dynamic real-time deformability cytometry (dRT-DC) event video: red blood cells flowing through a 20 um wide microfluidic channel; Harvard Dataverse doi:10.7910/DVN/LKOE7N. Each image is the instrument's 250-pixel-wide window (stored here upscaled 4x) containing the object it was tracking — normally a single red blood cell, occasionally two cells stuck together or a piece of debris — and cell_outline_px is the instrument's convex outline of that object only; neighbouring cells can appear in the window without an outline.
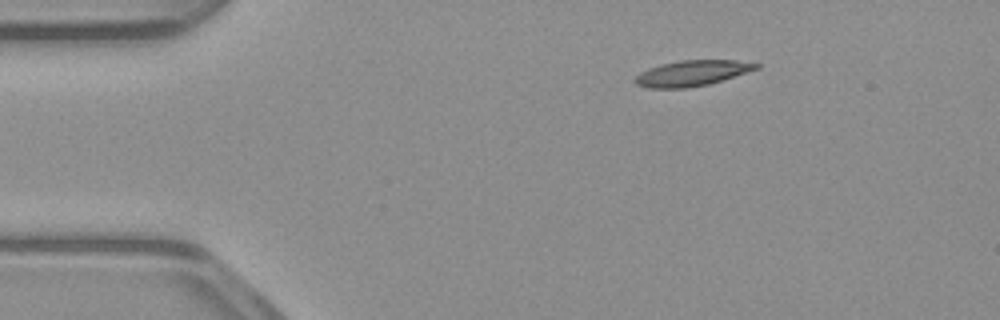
{"species": "common noctule bat (a hibernating species)", "species_latin": "Nyctalus noctula", "temperature_condition": "warm", "stored_images_in_passage": 45, "camera_frame_rate_fps": 3000, "um_per_image_px": 0.085, "animal": {"sex": "male", "body_mass_g": 23.1, "forearm_length_mm": 52.7}, "frame": {"image": 1, "passage_image": 1, "time_ms": 0.0, "image_size_px": [1000, 320], "cell_outline_px": [[760, 68], [708, 84], [688, 88], [648, 88], [636, 84], [632, 80], [640, 72], [648, 68], [660, 64], [680, 60], [736, 60], [760, 64]], "centroid_in_image_um": [58.78, 6.22], "position_along_channel_um": 26.2, "area_um2": 18.09}}
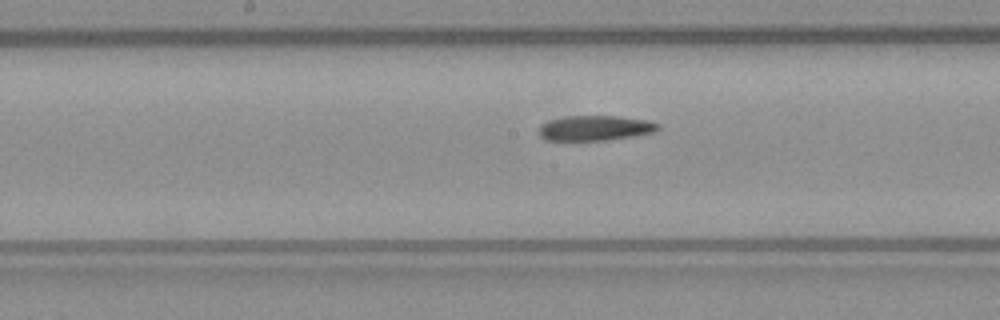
{"frame": {"image": 2, "passage_image": 19, "time_ms": 6.0, "image_size_px": [1000, 320], "cell_outline_px": [[660, 128], [656, 132], [632, 136], [604, 140], [544, 140], [540, 136], [540, 124], [548, 120], [564, 116], [616, 116], [648, 120], [660, 124]], "centroid_in_image_um": [50.59, 10.87], "position_along_channel_um": 197.6, "area_um2": 17.46}}
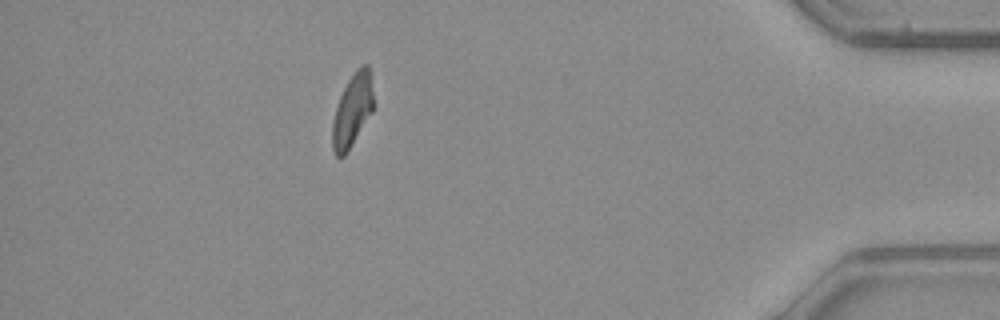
{"frame": {"image": 3, "passage_image": 39, "time_ms": 12.667, "image_size_px": [1000, 320], "cell_outline_px": [[372, 112], [348, 152], [344, 156], [336, 156], [332, 148], [332, 124], [336, 108], [340, 96], [348, 80], [356, 68], [364, 64], [368, 64], [372, 92]], "centroid_in_image_um": [29.93, 9.41], "position_along_channel_um": 405.3, "area_um2": 17.17}, "authors_computed_cell_mechanics": {"area_um2": 18.0914, "velocity_mm_per_s": 3.9178, "shape_relaxation_time_tau1_ms": 8.332, "shape_relaxation_time_tau2_ms": null, "deformation_change_tau1": 0.2411, "deformation_change_tau2": null}}